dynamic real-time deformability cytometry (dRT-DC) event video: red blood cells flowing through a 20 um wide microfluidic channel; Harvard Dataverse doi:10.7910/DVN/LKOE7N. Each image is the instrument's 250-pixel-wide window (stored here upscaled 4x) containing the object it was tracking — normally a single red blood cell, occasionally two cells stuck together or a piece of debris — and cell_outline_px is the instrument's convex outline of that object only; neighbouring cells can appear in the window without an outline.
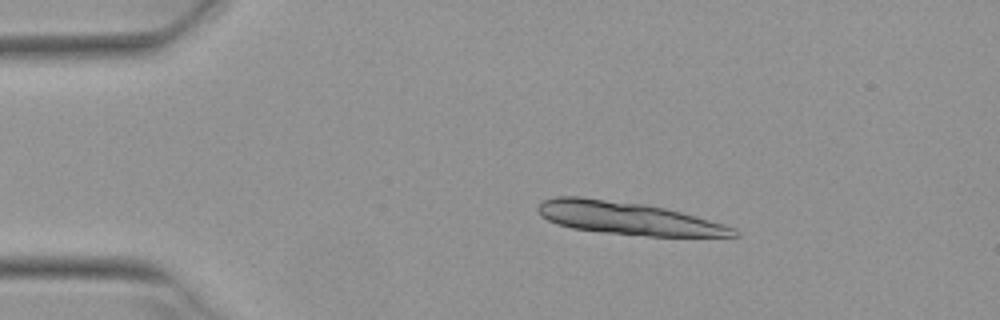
{"species": "Egyptian fruit bat (a non-hibernating species)", "species_latin": "Rousettus aegyptiacus", "temperature_condition": "warm", "stored_images_in_passage": 7, "camera_frame_rate_fps": 3000, "um_per_image_px": 0.085, "animal": {"sex": "female"}, "frame": {"image": 1, "passage_image": 3, "time_ms": 0.667, "image_size_px": [1000, 320], "cell_outline_px": [[740, 236], [648, 236], [604, 232], [572, 228], [556, 224], [540, 216], [536, 208], [544, 200], [556, 196], [580, 196], [644, 204], [664, 208], [680, 212], [724, 224], [736, 228], [740, 232]], "centroid_in_image_um": [53.35, 18.55], "position_along_channel_um": 31.6, "area_um2": 37.11}}
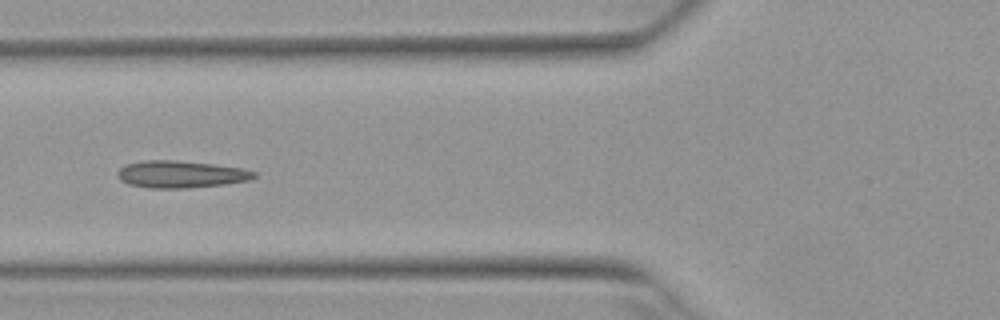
{"frame": {"image": 2, "passage_image": 6, "time_ms": 1.667, "image_size_px": [1000, 320], "cell_outline_px": [[256, 176], [252, 180], [224, 184], [188, 188], [152, 188], [128, 184], [120, 180], [116, 176], [116, 172], [124, 164], [144, 160], [176, 160], [212, 164], [244, 168], [256, 172]], "centroid_in_image_um": [15.36, 14.81], "position_along_channel_um": 110.4, "area_um2": 21.79}}
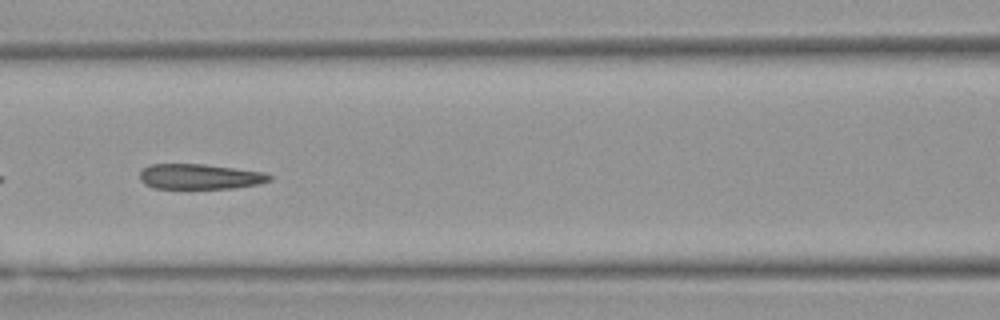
{"frame": {"image": 3, "passage_image": 7, "time_ms": 2.0, "image_size_px": [1000, 320], "cell_outline_px": [[272, 180], [260, 184], [236, 188], [152, 188], [144, 184], [140, 180], [140, 168], [148, 164], [204, 164], [264, 172], [272, 176]], "centroid_in_image_um": [16.96, 15.01], "position_along_channel_um": 149.6, "area_um2": 19.31}}